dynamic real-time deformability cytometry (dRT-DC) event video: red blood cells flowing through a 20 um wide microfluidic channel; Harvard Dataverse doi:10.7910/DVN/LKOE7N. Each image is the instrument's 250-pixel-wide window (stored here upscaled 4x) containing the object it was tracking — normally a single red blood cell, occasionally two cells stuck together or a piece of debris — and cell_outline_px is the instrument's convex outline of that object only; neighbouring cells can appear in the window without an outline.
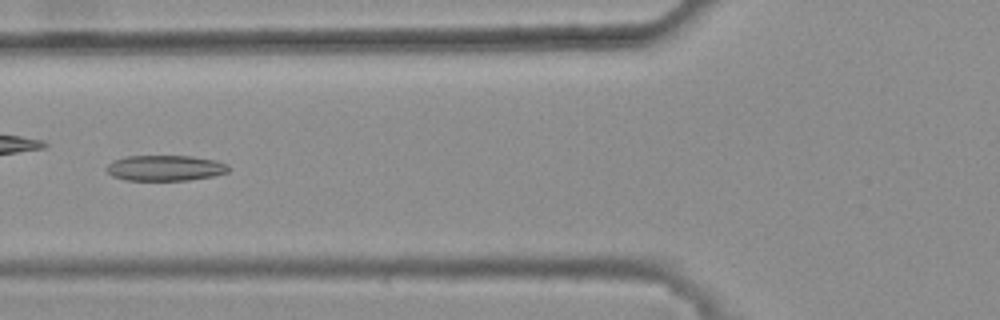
{"species": "common noctule bat (a hibernating species)", "species_latin": "Nyctalus noctula", "temperature_condition": "warm", "stored_images_in_passage": 32, "camera_frame_rate_fps": 3000, "um_per_image_px": 0.085, "animal": {"sex": "female", "body_mass_g": 25.1}, "frame": {"image": 1, "passage_image": 5, "time_ms": 1.333, "image_size_px": [1000, 320], "cell_outline_px": [[228, 172], [212, 176], [188, 180], [124, 180], [112, 176], [108, 172], [108, 164], [112, 160], [128, 156], [192, 156], [216, 160], [228, 164]], "centroid_in_image_um": [14.04, 14.28], "position_along_channel_um": 111.8, "area_um2": 18.15}, "authors_computed_cell_mechanics": {"area_um2": 17.4556, "velocity_mm_per_s": 3.7987, "shape_relaxation_time_tau1_ms": null, "shape_relaxation_time_tau2_ms": 7.5913, "deformation_change_tau1": null, "deformation_change_tau2": 0.1594}}